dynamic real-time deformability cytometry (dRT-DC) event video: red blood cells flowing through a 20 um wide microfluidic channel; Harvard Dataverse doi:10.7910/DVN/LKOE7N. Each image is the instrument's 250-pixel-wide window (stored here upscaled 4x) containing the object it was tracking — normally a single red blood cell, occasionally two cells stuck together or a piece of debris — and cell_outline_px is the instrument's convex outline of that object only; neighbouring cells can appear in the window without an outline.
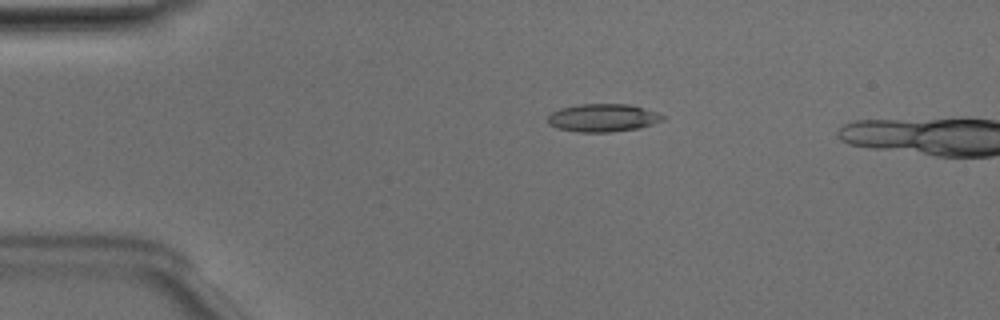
{"species": "Egyptian fruit bat (a non-hibernating species)", "species_latin": "Rousettus aegyptiacus", "temperature_condition": "room temperature", "stored_images_in_passage": 2, "camera_frame_rate_fps": 3000, "um_per_image_px": 0.085, "animal": {"sex": "male"}, "frame": {"image": 1, "passage_image": 1, "time_ms": 0.0, "image_size_px": [1000, 320], "cell_outline_px": [[664, 120], [640, 128], [612, 132], [576, 132], [556, 128], [548, 124], [548, 116], [552, 112], [560, 108], [580, 104], [632, 104], [656, 112], [664, 116]], "centroid_in_image_um": [51.24, 10.02], "position_along_channel_um": 33.8, "area_um2": 18.84}}